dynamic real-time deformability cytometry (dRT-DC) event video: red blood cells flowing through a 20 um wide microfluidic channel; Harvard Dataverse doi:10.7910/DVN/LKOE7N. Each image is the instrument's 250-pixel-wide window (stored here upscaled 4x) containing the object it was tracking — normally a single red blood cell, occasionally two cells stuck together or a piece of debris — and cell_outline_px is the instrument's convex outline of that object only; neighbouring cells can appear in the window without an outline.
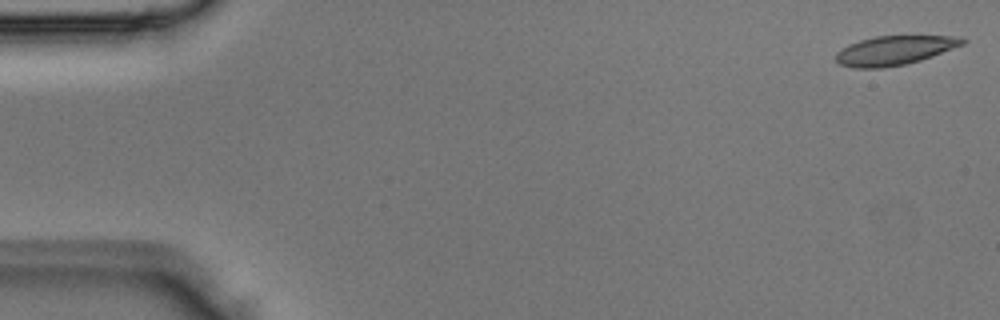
{"species": "Egyptian fruit bat (a non-hibernating species)", "species_latin": "Rousettus aegyptiacus", "temperature_condition": "room temperature", "stored_images_in_passage": 4, "camera_frame_rate_fps": 3000, "um_per_image_px": 0.085, "animal": {"sex": "male"}, "frame": {"image": 1, "passage_image": 1, "time_ms": 0.0, "image_size_px": [1000, 320], "cell_outline_px": [[968, 40], [964, 44], [932, 56], [920, 60], [904, 64], [880, 68], [852, 68], [840, 64], [836, 60], [836, 52], [848, 44], [860, 40], [876, 36], [956, 36]], "centroid_in_image_um": [76.01, 4.28], "position_along_channel_um": 9.0, "area_um2": 21.39}}